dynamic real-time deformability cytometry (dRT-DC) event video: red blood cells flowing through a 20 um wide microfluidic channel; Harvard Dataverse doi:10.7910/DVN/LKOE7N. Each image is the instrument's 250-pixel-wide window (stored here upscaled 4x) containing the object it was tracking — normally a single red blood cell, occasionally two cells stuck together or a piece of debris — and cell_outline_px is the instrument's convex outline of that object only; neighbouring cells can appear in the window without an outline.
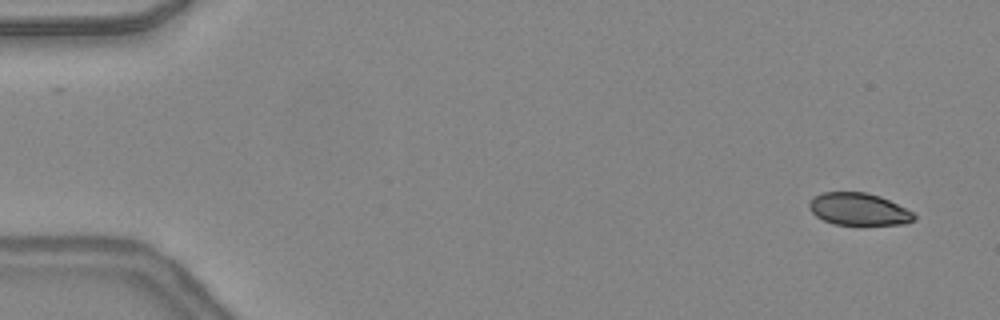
{"species": "common noctule bat (a hibernating species)", "species_latin": "Nyctalus noctula", "temperature_condition": "warm", "stored_images_in_passage": 48, "camera_frame_rate_fps": 3000, "um_per_image_px": 0.085, "animal": {"sex": "female", "body_mass_g": 24.6, "forearm_length_mm": 56.2}, "frame": {"image": 1, "passage_image": 3, "time_ms": 0.667, "image_size_px": [1000, 320], "cell_outline_px": [[916, 220], [904, 224], [832, 224], [816, 216], [808, 208], [808, 204], [816, 196], [824, 192], [868, 192], [880, 196], [912, 212], [916, 216]], "centroid_in_image_um": [72.98, 17.78], "position_along_channel_um": 12.0, "area_um2": 19.48}}
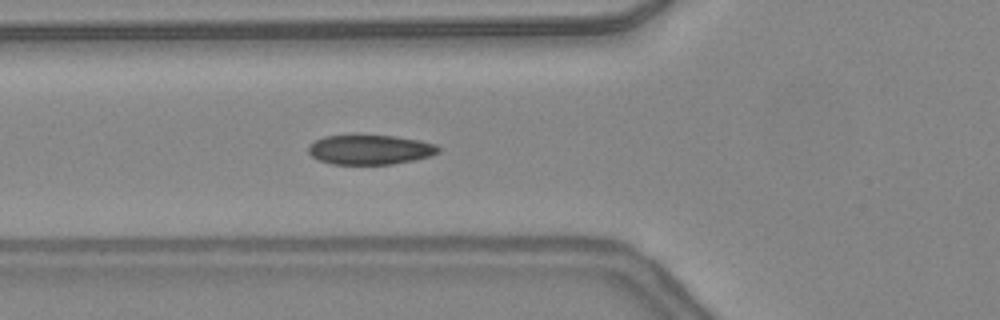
{"frame": {"image": 2, "passage_image": 18, "time_ms": 5.667, "image_size_px": [1000, 320], "cell_outline_px": [[440, 152], [432, 156], [416, 160], [392, 164], [332, 164], [320, 160], [312, 156], [308, 152], [308, 148], [316, 140], [324, 136], [396, 136], [420, 140], [436, 144], [440, 148]], "centroid_in_image_um": [31.52, 12.73], "position_along_channel_um": 94.3, "area_um2": 22.37}}
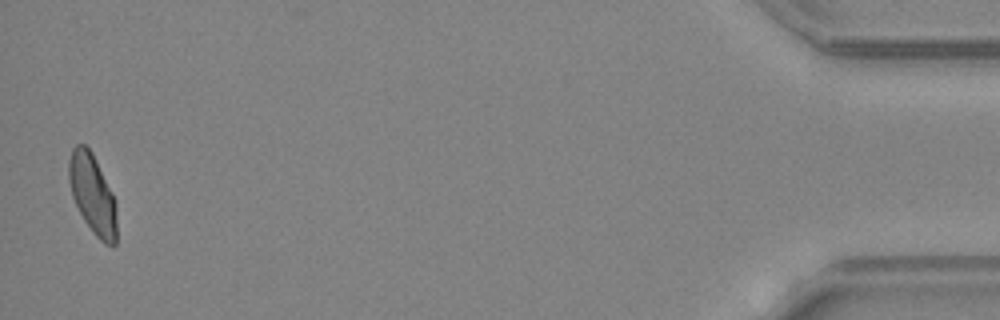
{"frame": {"image": 3, "passage_image": 47, "time_ms": 15.333, "image_size_px": [1000, 320], "cell_outline_px": [[116, 244], [112, 248], [104, 244], [92, 232], [84, 220], [72, 196], [68, 180], [68, 160], [72, 148], [76, 144], [84, 144], [92, 152], [112, 192], [116, 204]], "centroid_in_image_um": [7.86, 16.52], "position_along_channel_um": 427.3, "area_um2": 22.37}, "authors_computed_cell_mechanics": {"area_um2": 22.3686, "velocity_mm_per_s": 4.3848, "shape_relaxation_time_tau1_ms": 4.6378, "shape_relaxation_time_tau2_ms": 0.6808, "deformation_change_tau1": 0.1556, "deformation_change_tau2": 0.0448}}